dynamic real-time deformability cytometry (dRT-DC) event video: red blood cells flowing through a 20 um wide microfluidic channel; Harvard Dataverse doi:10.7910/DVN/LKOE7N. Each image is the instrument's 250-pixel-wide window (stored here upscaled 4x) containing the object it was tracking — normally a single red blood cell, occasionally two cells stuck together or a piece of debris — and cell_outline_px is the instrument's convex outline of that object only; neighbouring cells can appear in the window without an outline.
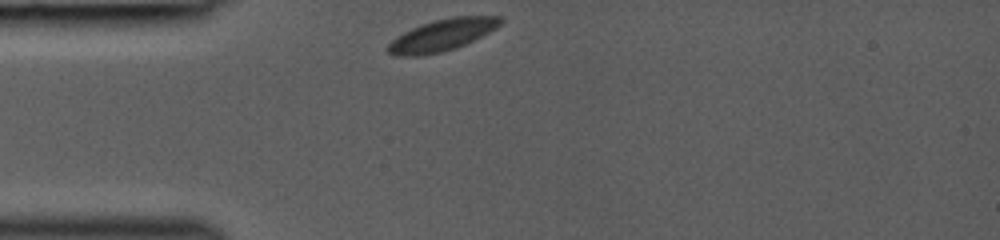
{"species": "common noctule bat (a hibernating species)", "species_latin": "Nyctalus noctula", "temperature_condition": "room temperature", "stored_images_in_passage": 28, "camera_frame_rate_fps": 3000, "um_per_image_px": 0.085, "animal": {"sex": "female", "body_mass_g": 19.0, "forearm_length_mm": 53.3}, "frame": {"image": 1, "passage_image": 1, "time_ms": 0.0, "image_size_px": [1000, 240], "cell_outline_px": [[504, 20], [496, 28], [456, 48], [440, 52], [420, 56], [396, 56], [388, 52], [388, 44], [396, 36], [412, 28], [436, 20], [452, 16], [504, 16]], "centroid_in_image_um": [37.58, 2.98], "position_along_channel_um": 47.4, "area_um2": 20.52}}
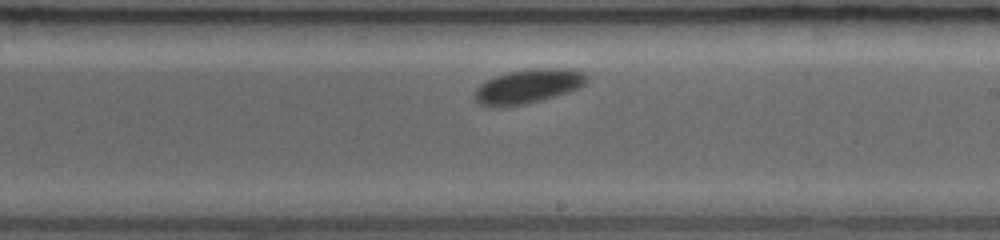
{"frame": {"image": 2, "passage_image": 16, "time_ms": 5.0, "image_size_px": [1000, 240], "cell_outline_px": [[588, 80], [580, 88], [568, 92], [540, 100], [524, 104], [500, 108], [488, 108], [480, 104], [476, 100], [472, 92], [480, 84], [496, 76], [508, 72], [536, 68], [564, 68], [584, 72], [588, 76]], "centroid_in_image_um": [44.86, 7.35], "position_along_channel_um": 244.1, "area_um2": 22.54}}
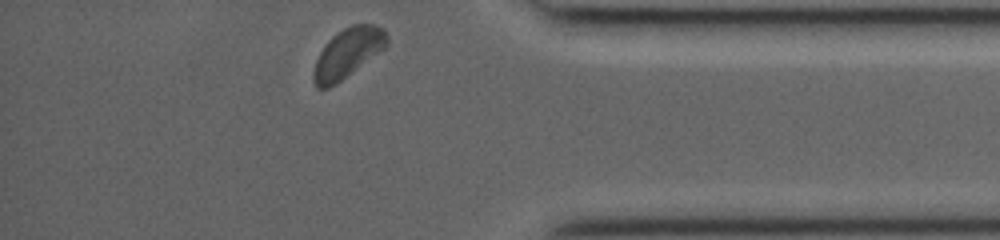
{"frame": {"image": 3, "passage_image": 28, "time_ms": 9.0, "image_size_px": [1000, 240], "cell_outline_px": [[388, 44], [384, 48], [336, 84], [328, 88], [316, 88], [312, 80], [312, 72], [316, 60], [324, 44], [332, 36], [344, 28], [352, 24], [376, 24], [384, 28], [388, 36]], "centroid_in_image_um": [29.54, 4.5], "position_along_channel_um": 405.7, "area_um2": 21.15}}